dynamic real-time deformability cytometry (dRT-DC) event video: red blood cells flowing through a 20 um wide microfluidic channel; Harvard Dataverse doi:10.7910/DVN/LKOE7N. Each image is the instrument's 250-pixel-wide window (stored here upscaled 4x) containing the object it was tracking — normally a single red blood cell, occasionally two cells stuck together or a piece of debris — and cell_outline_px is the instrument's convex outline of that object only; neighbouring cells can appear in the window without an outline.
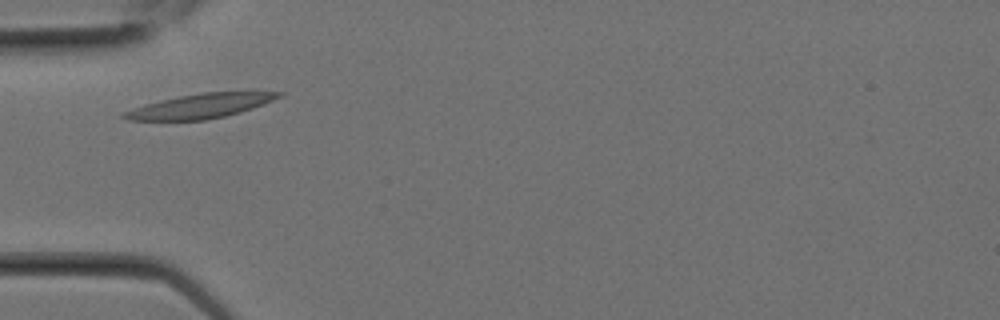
{"species": "Egyptian fruit bat (a non-hibernating species)", "species_latin": "Rousettus aegyptiacus", "temperature_condition": "room temperature", "stored_images_in_passage": 1, "camera_frame_rate_fps": 3000, "um_per_image_px": 0.085, "animal": {"sex": "female"}, "frame": {"image": 1, "passage_image": 1, "time_ms": 0.0, "image_size_px": [1000, 320], "cell_outline_px": [[284, 96], [252, 108], [240, 112], [224, 116], [204, 120], [128, 120], [120, 116], [124, 112], [132, 108], [144, 104], [160, 100], [200, 92], [284, 92]], "centroid_in_image_um": [17.02, 9.01], "position_along_channel_um": 68.0, "area_um2": 21.85}}